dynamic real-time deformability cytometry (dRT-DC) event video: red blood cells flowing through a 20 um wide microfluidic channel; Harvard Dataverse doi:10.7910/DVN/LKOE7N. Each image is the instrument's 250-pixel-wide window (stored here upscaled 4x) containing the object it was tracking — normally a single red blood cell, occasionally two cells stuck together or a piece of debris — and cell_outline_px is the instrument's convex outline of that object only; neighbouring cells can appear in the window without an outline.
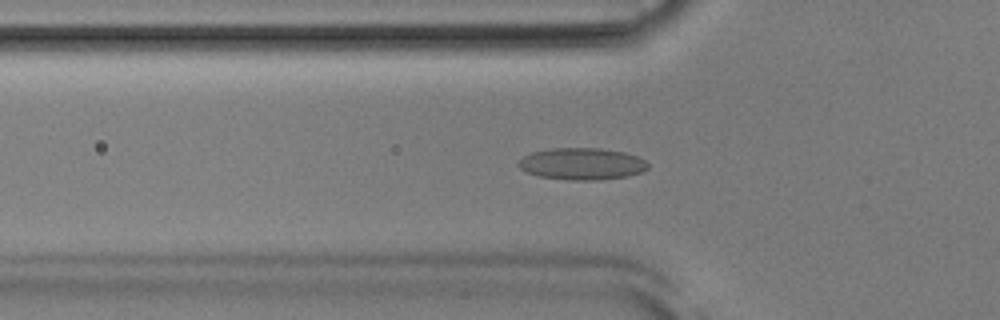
{"species": "Egyptian fruit bat (a non-hibernating species)", "species_latin": "Rousettus aegyptiacus", "temperature_condition": "room temperature", "stored_images_in_passage": 52, "camera_frame_rate_fps": 3000, "um_per_image_px": 0.085, "animal": {"sex": "male"}, "frame": {"image": 1, "passage_image": 17, "time_ms": 5.333, "image_size_px": [1000, 320], "cell_outline_px": [[648, 168], [640, 172], [628, 176], [600, 180], [568, 180], [540, 176], [524, 172], [516, 164], [524, 156], [532, 152], [552, 148], [600, 148], [624, 152], [636, 156], [644, 160], [648, 164]], "centroid_in_image_um": [49.44, 13.93], "position_along_channel_um": 76.4, "area_um2": 24.04}}
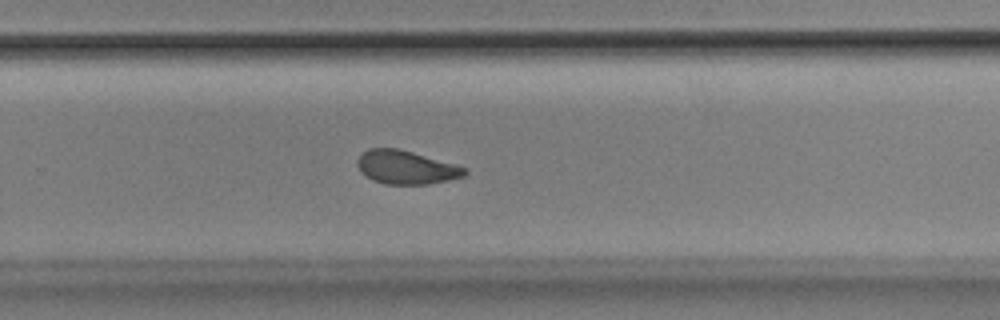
{"frame": {"image": 2, "passage_image": 34, "time_ms": 11.0, "image_size_px": [1000, 320], "cell_outline_px": [[468, 172], [464, 176], [448, 180], [428, 184], [384, 184], [372, 180], [360, 172], [356, 164], [356, 160], [368, 148], [396, 148], [412, 152], [456, 164], [468, 168]], "centroid_in_image_um": [34.51, 14.23], "position_along_channel_um": 295.3, "area_um2": 21.04}}
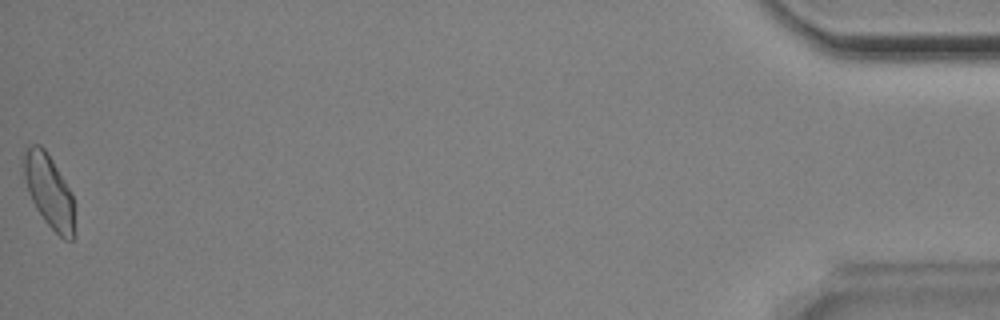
{"frame": {"image": 3, "passage_image": 52, "time_ms": 17.0, "image_size_px": [1000, 320], "cell_outline_px": [[76, 236], [72, 240], [64, 240], [44, 220], [36, 208], [28, 192], [20, 160], [20, 156], [28, 144], [40, 144], [44, 148], [52, 160], [72, 192], [76, 208]], "centroid_in_image_um": [4.19, 16.25], "position_along_channel_um": 431.0, "area_um2": 22.6}, "authors_computed_cell_mechanics": {"area_um2": 21.8195, "velocity_mm_per_s": 3.8613, "shape_relaxation_time_tau1_ms": null, "shape_relaxation_time_tau2_ms": 2.914, "deformation_change_tau1": null, "deformation_change_tau2": 0.0866}}